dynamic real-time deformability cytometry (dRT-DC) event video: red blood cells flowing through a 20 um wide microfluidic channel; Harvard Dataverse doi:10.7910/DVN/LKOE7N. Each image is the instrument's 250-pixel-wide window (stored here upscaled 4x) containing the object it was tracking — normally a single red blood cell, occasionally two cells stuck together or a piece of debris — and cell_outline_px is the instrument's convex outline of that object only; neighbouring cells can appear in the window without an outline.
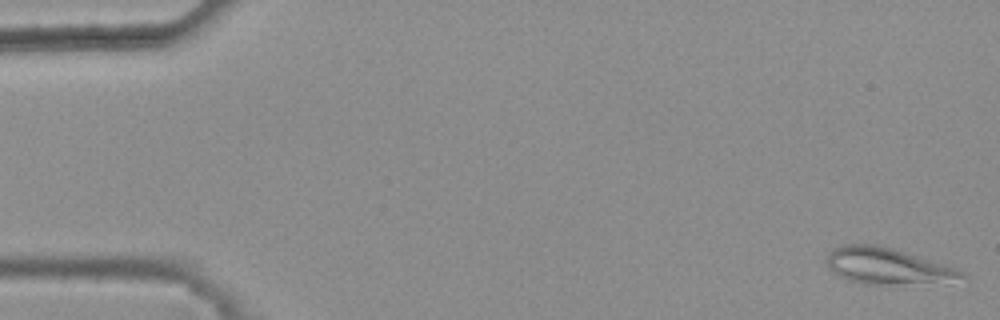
{"species": "common noctule bat (a hibernating species)", "species_latin": "Nyctalus noctula", "temperature_condition": "warm", "stored_images_in_passage": 45, "camera_frame_rate_fps": 3000, "um_per_image_px": 0.085, "animal": {"sex": "female", "body_mass_g": 25.1}, "frame": {"image": 1, "passage_image": 1, "time_ms": 0.0, "image_size_px": [1000, 320], "cell_outline_px": [[972, 276], [932, 280], [880, 284], [864, 284], [848, 280], [840, 276], [828, 268], [828, 252], [832, 248], [844, 244], [876, 244], [892, 248], [956, 268]], "centroid_in_image_um": [75.28, 22.56], "position_along_channel_um": 9.7, "area_um2": 27.22}}
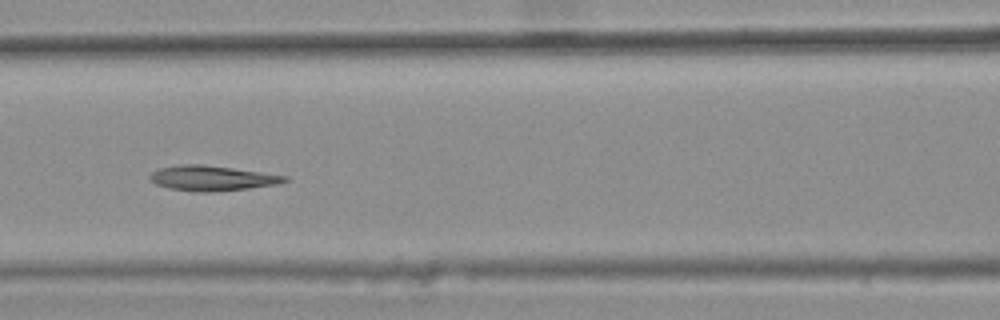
{"frame": {"image": 2, "passage_image": 23, "time_ms": 7.333, "image_size_px": [1000, 320], "cell_outline_px": [[288, 180], [280, 184], [248, 188], [208, 192], [192, 192], [168, 188], [156, 184], [148, 180], [148, 176], [152, 172], [160, 168], [176, 164], [204, 164], [288, 176]], "centroid_in_image_um": [17.97, 15.14], "position_along_channel_um": 148.6, "area_um2": 19.83}}
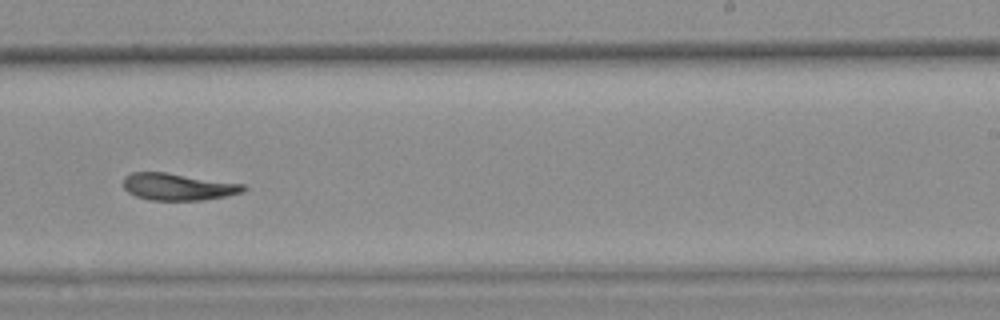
{"frame": {"image": 3, "passage_image": 33, "time_ms": 10.667, "image_size_px": [1000, 320], "cell_outline_px": [[248, 188], [244, 192], [204, 200], [152, 200], [136, 196], [128, 192], [124, 188], [124, 176], [132, 172], [164, 172], [244, 184]], "centroid_in_image_um": [15.14, 15.87], "position_along_channel_um": 273.9, "area_um2": 18.79}, "authors_computed_cell_mechanics": {"area_um2": 19.8254, "velocity_mm_per_s": 3.7722, "shape_relaxation_time_tau1_ms": null, "shape_relaxation_time_tau2_ms": 7.2753, "deformation_change_tau1": null, "deformation_change_tau2": 0.0999}}